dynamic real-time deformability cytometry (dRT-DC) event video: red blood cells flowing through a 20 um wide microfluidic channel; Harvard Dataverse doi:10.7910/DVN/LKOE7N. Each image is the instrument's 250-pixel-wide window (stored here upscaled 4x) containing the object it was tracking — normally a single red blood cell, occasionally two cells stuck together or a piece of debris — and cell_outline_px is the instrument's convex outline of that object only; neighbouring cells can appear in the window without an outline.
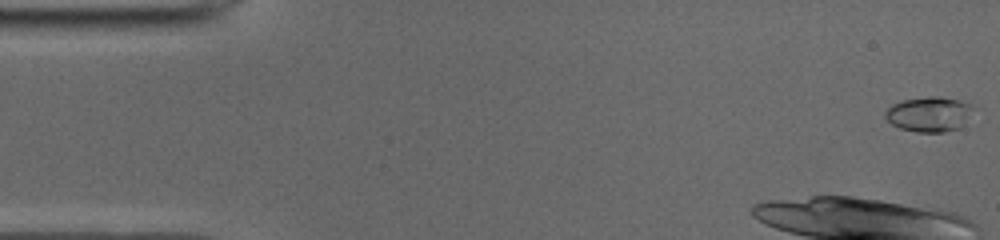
{"species": "common noctule bat (a hibernating species)", "species_latin": "Nyctalus noctula", "temperature_condition": "cold", "stored_images_in_passage": 18, "camera_frame_rate_fps": 3000, "um_per_image_px": 0.085, "animal": {"sex": "male", "body_mass_g": 19.0, "forearm_length_mm": 50.8}, "frame": {"image": 1, "passage_image": 1, "time_ms": 0.0, "image_size_px": [1000, 240], "cell_outline_px": [[976, 104], [960, 128], [944, 132], [916, 132], [900, 128], [892, 124], [884, 116], [884, 112], [892, 104], [904, 100], [928, 96], [940, 96]], "centroid_in_image_um": [78.98, 9.69], "position_along_channel_um": 6.0, "area_um2": 17.98}}